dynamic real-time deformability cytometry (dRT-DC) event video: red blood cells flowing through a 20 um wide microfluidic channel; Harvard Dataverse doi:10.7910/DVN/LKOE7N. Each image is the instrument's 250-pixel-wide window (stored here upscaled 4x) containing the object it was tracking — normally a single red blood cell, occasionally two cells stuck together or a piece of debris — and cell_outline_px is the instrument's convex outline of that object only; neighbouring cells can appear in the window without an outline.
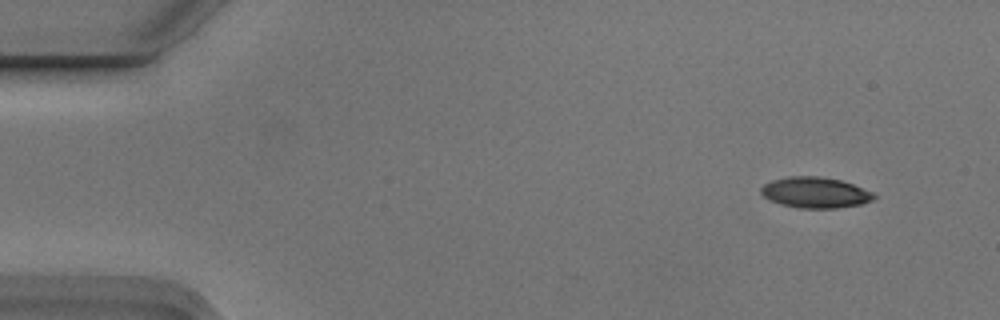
{"species": "Egyptian fruit bat (a non-hibernating species)", "species_latin": "Rousettus aegyptiacus", "temperature_condition": "cold", "stored_images_in_passage": 5, "camera_frame_rate_fps": 3000, "um_per_image_px": 0.085, "animal": {"sex": "male"}, "frame": {"image": 1, "passage_image": 1, "time_ms": 0.0, "image_size_px": [1000, 320], "cell_outline_px": [[876, 196], [872, 200], [860, 204], [836, 208], [800, 208], [780, 204], [764, 196], [760, 192], [760, 188], [764, 184], [772, 180], [788, 176], [820, 176], [840, 180], [852, 184], [872, 192]], "centroid_in_image_um": [69.27, 16.36], "position_along_channel_um": 15.7, "area_um2": 20.11}}
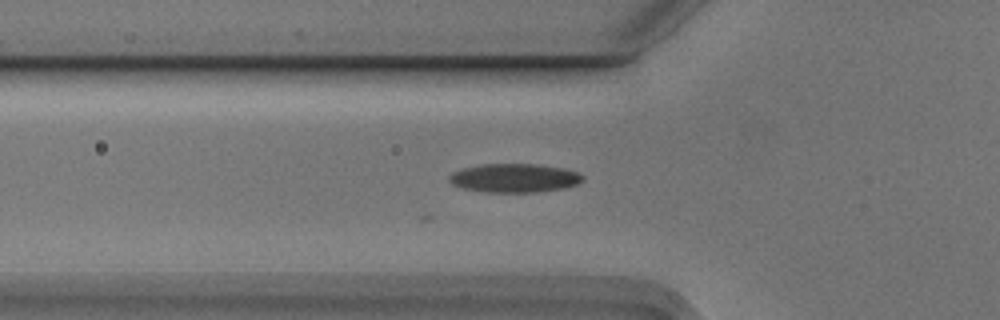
{"frame": {"image": 2, "passage_image": 5, "time_ms": 1.333, "image_size_px": [1000, 320], "cell_outline_px": [[584, 180], [576, 184], [564, 188], [536, 192], [480, 192], [464, 188], [452, 184], [448, 180], [448, 176], [452, 172], [464, 168], [480, 164], [536, 164], [564, 168], [576, 172], [584, 176]], "centroid_in_image_um": [43.7, 15.13], "position_along_channel_um": 82.1, "area_um2": 22.43}}